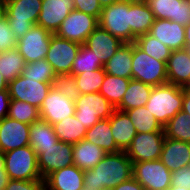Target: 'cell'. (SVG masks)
<instances>
[{
	"label": "cell",
	"instance_id": "obj_1",
	"mask_svg": "<svg viewBox=\"0 0 190 190\" xmlns=\"http://www.w3.org/2000/svg\"><path fill=\"white\" fill-rule=\"evenodd\" d=\"M132 168V161L125 151L107 153L95 167L84 171V186L91 190L115 187L133 176Z\"/></svg>",
	"mask_w": 190,
	"mask_h": 190
},
{
	"label": "cell",
	"instance_id": "obj_2",
	"mask_svg": "<svg viewBox=\"0 0 190 190\" xmlns=\"http://www.w3.org/2000/svg\"><path fill=\"white\" fill-rule=\"evenodd\" d=\"M183 87L165 83L152 88L145 107L164 127L168 121L182 110Z\"/></svg>",
	"mask_w": 190,
	"mask_h": 190
},
{
	"label": "cell",
	"instance_id": "obj_3",
	"mask_svg": "<svg viewBox=\"0 0 190 190\" xmlns=\"http://www.w3.org/2000/svg\"><path fill=\"white\" fill-rule=\"evenodd\" d=\"M41 7L42 0H5V19L17 40L37 23Z\"/></svg>",
	"mask_w": 190,
	"mask_h": 190
},
{
	"label": "cell",
	"instance_id": "obj_4",
	"mask_svg": "<svg viewBox=\"0 0 190 190\" xmlns=\"http://www.w3.org/2000/svg\"><path fill=\"white\" fill-rule=\"evenodd\" d=\"M99 26L123 43H131V4L118 1L102 8Z\"/></svg>",
	"mask_w": 190,
	"mask_h": 190
},
{
	"label": "cell",
	"instance_id": "obj_5",
	"mask_svg": "<svg viewBox=\"0 0 190 190\" xmlns=\"http://www.w3.org/2000/svg\"><path fill=\"white\" fill-rule=\"evenodd\" d=\"M5 170L10 179H42L37 154L30 145L5 152Z\"/></svg>",
	"mask_w": 190,
	"mask_h": 190
},
{
	"label": "cell",
	"instance_id": "obj_6",
	"mask_svg": "<svg viewBox=\"0 0 190 190\" xmlns=\"http://www.w3.org/2000/svg\"><path fill=\"white\" fill-rule=\"evenodd\" d=\"M132 79L153 87L168 83L166 62L157 61L133 43Z\"/></svg>",
	"mask_w": 190,
	"mask_h": 190
},
{
	"label": "cell",
	"instance_id": "obj_7",
	"mask_svg": "<svg viewBox=\"0 0 190 190\" xmlns=\"http://www.w3.org/2000/svg\"><path fill=\"white\" fill-rule=\"evenodd\" d=\"M115 107L100 93L80 94L75 100V116L88 129L102 119H109Z\"/></svg>",
	"mask_w": 190,
	"mask_h": 190
},
{
	"label": "cell",
	"instance_id": "obj_8",
	"mask_svg": "<svg viewBox=\"0 0 190 190\" xmlns=\"http://www.w3.org/2000/svg\"><path fill=\"white\" fill-rule=\"evenodd\" d=\"M42 179L64 167L73 165V144L58 141L53 146L39 147L36 151Z\"/></svg>",
	"mask_w": 190,
	"mask_h": 190
},
{
	"label": "cell",
	"instance_id": "obj_9",
	"mask_svg": "<svg viewBox=\"0 0 190 190\" xmlns=\"http://www.w3.org/2000/svg\"><path fill=\"white\" fill-rule=\"evenodd\" d=\"M132 164L133 177L146 190H167L171 186L172 172L168 170L160 159Z\"/></svg>",
	"mask_w": 190,
	"mask_h": 190
},
{
	"label": "cell",
	"instance_id": "obj_10",
	"mask_svg": "<svg viewBox=\"0 0 190 190\" xmlns=\"http://www.w3.org/2000/svg\"><path fill=\"white\" fill-rule=\"evenodd\" d=\"M165 139L164 128L159 132L137 133L125 151L132 163L160 159Z\"/></svg>",
	"mask_w": 190,
	"mask_h": 190
},
{
	"label": "cell",
	"instance_id": "obj_11",
	"mask_svg": "<svg viewBox=\"0 0 190 190\" xmlns=\"http://www.w3.org/2000/svg\"><path fill=\"white\" fill-rule=\"evenodd\" d=\"M98 26L99 22L97 17L73 9L55 34L66 40L84 44L87 37Z\"/></svg>",
	"mask_w": 190,
	"mask_h": 190
},
{
	"label": "cell",
	"instance_id": "obj_12",
	"mask_svg": "<svg viewBox=\"0 0 190 190\" xmlns=\"http://www.w3.org/2000/svg\"><path fill=\"white\" fill-rule=\"evenodd\" d=\"M52 83L35 81L33 78H26L22 74L8 84L11 99L28 102L40 109L44 99L48 95Z\"/></svg>",
	"mask_w": 190,
	"mask_h": 190
},
{
	"label": "cell",
	"instance_id": "obj_13",
	"mask_svg": "<svg viewBox=\"0 0 190 190\" xmlns=\"http://www.w3.org/2000/svg\"><path fill=\"white\" fill-rule=\"evenodd\" d=\"M53 33L35 24L23 37L17 40L16 48L25 63L45 59Z\"/></svg>",
	"mask_w": 190,
	"mask_h": 190
},
{
	"label": "cell",
	"instance_id": "obj_14",
	"mask_svg": "<svg viewBox=\"0 0 190 190\" xmlns=\"http://www.w3.org/2000/svg\"><path fill=\"white\" fill-rule=\"evenodd\" d=\"M80 46L81 44L52 34L45 60L52 65L56 75L71 74L72 64Z\"/></svg>",
	"mask_w": 190,
	"mask_h": 190
},
{
	"label": "cell",
	"instance_id": "obj_15",
	"mask_svg": "<svg viewBox=\"0 0 190 190\" xmlns=\"http://www.w3.org/2000/svg\"><path fill=\"white\" fill-rule=\"evenodd\" d=\"M40 119L53 125L75 114V101L51 87L39 109Z\"/></svg>",
	"mask_w": 190,
	"mask_h": 190
},
{
	"label": "cell",
	"instance_id": "obj_16",
	"mask_svg": "<svg viewBox=\"0 0 190 190\" xmlns=\"http://www.w3.org/2000/svg\"><path fill=\"white\" fill-rule=\"evenodd\" d=\"M74 9V0H42L37 25L55 34Z\"/></svg>",
	"mask_w": 190,
	"mask_h": 190
},
{
	"label": "cell",
	"instance_id": "obj_17",
	"mask_svg": "<svg viewBox=\"0 0 190 190\" xmlns=\"http://www.w3.org/2000/svg\"><path fill=\"white\" fill-rule=\"evenodd\" d=\"M29 132L30 125L7 116L0 121V150L5 153L29 145Z\"/></svg>",
	"mask_w": 190,
	"mask_h": 190
},
{
	"label": "cell",
	"instance_id": "obj_18",
	"mask_svg": "<svg viewBox=\"0 0 190 190\" xmlns=\"http://www.w3.org/2000/svg\"><path fill=\"white\" fill-rule=\"evenodd\" d=\"M155 19H167L183 26L190 23V0H148Z\"/></svg>",
	"mask_w": 190,
	"mask_h": 190
},
{
	"label": "cell",
	"instance_id": "obj_19",
	"mask_svg": "<svg viewBox=\"0 0 190 190\" xmlns=\"http://www.w3.org/2000/svg\"><path fill=\"white\" fill-rule=\"evenodd\" d=\"M149 34L172 51L185 48V26L167 19H155Z\"/></svg>",
	"mask_w": 190,
	"mask_h": 190
},
{
	"label": "cell",
	"instance_id": "obj_20",
	"mask_svg": "<svg viewBox=\"0 0 190 190\" xmlns=\"http://www.w3.org/2000/svg\"><path fill=\"white\" fill-rule=\"evenodd\" d=\"M124 43L110 32L98 26L86 39L84 45L94 52L104 65Z\"/></svg>",
	"mask_w": 190,
	"mask_h": 190
},
{
	"label": "cell",
	"instance_id": "obj_21",
	"mask_svg": "<svg viewBox=\"0 0 190 190\" xmlns=\"http://www.w3.org/2000/svg\"><path fill=\"white\" fill-rule=\"evenodd\" d=\"M166 72L168 83L184 88L190 87L189 49L172 51L166 62Z\"/></svg>",
	"mask_w": 190,
	"mask_h": 190
},
{
	"label": "cell",
	"instance_id": "obj_22",
	"mask_svg": "<svg viewBox=\"0 0 190 190\" xmlns=\"http://www.w3.org/2000/svg\"><path fill=\"white\" fill-rule=\"evenodd\" d=\"M160 161L171 172L190 165V143L165 137Z\"/></svg>",
	"mask_w": 190,
	"mask_h": 190
},
{
	"label": "cell",
	"instance_id": "obj_23",
	"mask_svg": "<svg viewBox=\"0 0 190 190\" xmlns=\"http://www.w3.org/2000/svg\"><path fill=\"white\" fill-rule=\"evenodd\" d=\"M84 186V171L74 165L51 173L45 179L48 190H81Z\"/></svg>",
	"mask_w": 190,
	"mask_h": 190
},
{
	"label": "cell",
	"instance_id": "obj_24",
	"mask_svg": "<svg viewBox=\"0 0 190 190\" xmlns=\"http://www.w3.org/2000/svg\"><path fill=\"white\" fill-rule=\"evenodd\" d=\"M110 126L117 147L126 151L137 134L130 117L126 112L115 109L110 117Z\"/></svg>",
	"mask_w": 190,
	"mask_h": 190
},
{
	"label": "cell",
	"instance_id": "obj_25",
	"mask_svg": "<svg viewBox=\"0 0 190 190\" xmlns=\"http://www.w3.org/2000/svg\"><path fill=\"white\" fill-rule=\"evenodd\" d=\"M107 153L88 140L73 145V165L85 171L95 167Z\"/></svg>",
	"mask_w": 190,
	"mask_h": 190
},
{
	"label": "cell",
	"instance_id": "obj_26",
	"mask_svg": "<svg viewBox=\"0 0 190 190\" xmlns=\"http://www.w3.org/2000/svg\"><path fill=\"white\" fill-rule=\"evenodd\" d=\"M133 43H124L104 64L105 73L126 79H132Z\"/></svg>",
	"mask_w": 190,
	"mask_h": 190
},
{
	"label": "cell",
	"instance_id": "obj_27",
	"mask_svg": "<svg viewBox=\"0 0 190 190\" xmlns=\"http://www.w3.org/2000/svg\"><path fill=\"white\" fill-rule=\"evenodd\" d=\"M153 86L141 81L130 79L128 88L124 93L121 103L115 108L120 111H127L137 107L145 106Z\"/></svg>",
	"mask_w": 190,
	"mask_h": 190
},
{
	"label": "cell",
	"instance_id": "obj_28",
	"mask_svg": "<svg viewBox=\"0 0 190 190\" xmlns=\"http://www.w3.org/2000/svg\"><path fill=\"white\" fill-rule=\"evenodd\" d=\"M85 140L102 148L106 153H116L121 151L112 136L110 118L96 122L85 134Z\"/></svg>",
	"mask_w": 190,
	"mask_h": 190
},
{
	"label": "cell",
	"instance_id": "obj_29",
	"mask_svg": "<svg viewBox=\"0 0 190 190\" xmlns=\"http://www.w3.org/2000/svg\"><path fill=\"white\" fill-rule=\"evenodd\" d=\"M52 126L59 141L73 145L83 140L87 132V128L75 115L65 117V119Z\"/></svg>",
	"mask_w": 190,
	"mask_h": 190
},
{
	"label": "cell",
	"instance_id": "obj_30",
	"mask_svg": "<svg viewBox=\"0 0 190 190\" xmlns=\"http://www.w3.org/2000/svg\"><path fill=\"white\" fill-rule=\"evenodd\" d=\"M154 15L148 4H131V43L138 36L149 33L154 23Z\"/></svg>",
	"mask_w": 190,
	"mask_h": 190
},
{
	"label": "cell",
	"instance_id": "obj_31",
	"mask_svg": "<svg viewBox=\"0 0 190 190\" xmlns=\"http://www.w3.org/2000/svg\"><path fill=\"white\" fill-rule=\"evenodd\" d=\"M25 64L23 56L16 47L0 51V73L8 84L22 74Z\"/></svg>",
	"mask_w": 190,
	"mask_h": 190
},
{
	"label": "cell",
	"instance_id": "obj_32",
	"mask_svg": "<svg viewBox=\"0 0 190 190\" xmlns=\"http://www.w3.org/2000/svg\"><path fill=\"white\" fill-rule=\"evenodd\" d=\"M29 135V145L35 151L39 147L53 146V144L59 141L54 132L53 126L42 119H39L30 125Z\"/></svg>",
	"mask_w": 190,
	"mask_h": 190
},
{
	"label": "cell",
	"instance_id": "obj_33",
	"mask_svg": "<svg viewBox=\"0 0 190 190\" xmlns=\"http://www.w3.org/2000/svg\"><path fill=\"white\" fill-rule=\"evenodd\" d=\"M130 79L105 74L100 93L116 108L126 92Z\"/></svg>",
	"mask_w": 190,
	"mask_h": 190
},
{
	"label": "cell",
	"instance_id": "obj_34",
	"mask_svg": "<svg viewBox=\"0 0 190 190\" xmlns=\"http://www.w3.org/2000/svg\"><path fill=\"white\" fill-rule=\"evenodd\" d=\"M125 112L130 117L137 133L159 132L163 129L155 116L145 106L129 109Z\"/></svg>",
	"mask_w": 190,
	"mask_h": 190
},
{
	"label": "cell",
	"instance_id": "obj_35",
	"mask_svg": "<svg viewBox=\"0 0 190 190\" xmlns=\"http://www.w3.org/2000/svg\"><path fill=\"white\" fill-rule=\"evenodd\" d=\"M163 128L165 137L190 143V116L184 111H179Z\"/></svg>",
	"mask_w": 190,
	"mask_h": 190
},
{
	"label": "cell",
	"instance_id": "obj_36",
	"mask_svg": "<svg viewBox=\"0 0 190 190\" xmlns=\"http://www.w3.org/2000/svg\"><path fill=\"white\" fill-rule=\"evenodd\" d=\"M135 44L157 61L167 62L172 52L169 47L149 33L138 36L135 40Z\"/></svg>",
	"mask_w": 190,
	"mask_h": 190
},
{
	"label": "cell",
	"instance_id": "obj_37",
	"mask_svg": "<svg viewBox=\"0 0 190 190\" xmlns=\"http://www.w3.org/2000/svg\"><path fill=\"white\" fill-rule=\"evenodd\" d=\"M104 65L99 58L94 55V52L81 44L76 58L73 61L71 74L73 76L84 73L86 71H94L103 68Z\"/></svg>",
	"mask_w": 190,
	"mask_h": 190
},
{
	"label": "cell",
	"instance_id": "obj_38",
	"mask_svg": "<svg viewBox=\"0 0 190 190\" xmlns=\"http://www.w3.org/2000/svg\"><path fill=\"white\" fill-rule=\"evenodd\" d=\"M9 118L31 125L40 119L39 109L28 102L11 99L8 115Z\"/></svg>",
	"mask_w": 190,
	"mask_h": 190
},
{
	"label": "cell",
	"instance_id": "obj_39",
	"mask_svg": "<svg viewBox=\"0 0 190 190\" xmlns=\"http://www.w3.org/2000/svg\"><path fill=\"white\" fill-rule=\"evenodd\" d=\"M105 74L104 68H99L94 71H86L75 75L74 78L80 94L99 92L105 78Z\"/></svg>",
	"mask_w": 190,
	"mask_h": 190
},
{
	"label": "cell",
	"instance_id": "obj_40",
	"mask_svg": "<svg viewBox=\"0 0 190 190\" xmlns=\"http://www.w3.org/2000/svg\"><path fill=\"white\" fill-rule=\"evenodd\" d=\"M22 75L26 78H33L37 82L41 81L48 83H53V80L57 76L52 65L45 59L26 63Z\"/></svg>",
	"mask_w": 190,
	"mask_h": 190
},
{
	"label": "cell",
	"instance_id": "obj_41",
	"mask_svg": "<svg viewBox=\"0 0 190 190\" xmlns=\"http://www.w3.org/2000/svg\"><path fill=\"white\" fill-rule=\"evenodd\" d=\"M52 87L74 101L80 96L79 88L72 74L57 75L53 80Z\"/></svg>",
	"mask_w": 190,
	"mask_h": 190
},
{
	"label": "cell",
	"instance_id": "obj_42",
	"mask_svg": "<svg viewBox=\"0 0 190 190\" xmlns=\"http://www.w3.org/2000/svg\"><path fill=\"white\" fill-rule=\"evenodd\" d=\"M17 39L10 30L7 20L4 18L0 21V51H7L15 48Z\"/></svg>",
	"mask_w": 190,
	"mask_h": 190
},
{
	"label": "cell",
	"instance_id": "obj_43",
	"mask_svg": "<svg viewBox=\"0 0 190 190\" xmlns=\"http://www.w3.org/2000/svg\"><path fill=\"white\" fill-rule=\"evenodd\" d=\"M45 188V180H18L10 179L4 190H43Z\"/></svg>",
	"mask_w": 190,
	"mask_h": 190
},
{
	"label": "cell",
	"instance_id": "obj_44",
	"mask_svg": "<svg viewBox=\"0 0 190 190\" xmlns=\"http://www.w3.org/2000/svg\"><path fill=\"white\" fill-rule=\"evenodd\" d=\"M74 9L99 19L102 7L98 0H74Z\"/></svg>",
	"mask_w": 190,
	"mask_h": 190
},
{
	"label": "cell",
	"instance_id": "obj_45",
	"mask_svg": "<svg viewBox=\"0 0 190 190\" xmlns=\"http://www.w3.org/2000/svg\"><path fill=\"white\" fill-rule=\"evenodd\" d=\"M171 186L190 190V165L182 167L171 174Z\"/></svg>",
	"mask_w": 190,
	"mask_h": 190
},
{
	"label": "cell",
	"instance_id": "obj_46",
	"mask_svg": "<svg viewBox=\"0 0 190 190\" xmlns=\"http://www.w3.org/2000/svg\"><path fill=\"white\" fill-rule=\"evenodd\" d=\"M10 101L9 90L0 91V121L7 117Z\"/></svg>",
	"mask_w": 190,
	"mask_h": 190
},
{
	"label": "cell",
	"instance_id": "obj_47",
	"mask_svg": "<svg viewBox=\"0 0 190 190\" xmlns=\"http://www.w3.org/2000/svg\"><path fill=\"white\" fill-rule=\"evenodd\" d=\"M10 178L5 170V153L0 150V190H4Z\"/></svg>",
	"mask_w": 190,
	"mask_h": 190
},
{
	"label": "cell",
	"instance_id": "obj_48",
	"mask_svg": "<svg viewBox=\"0 0 190 190\" xmlns=\"http://www.w3.org/2000/svg\"><path fill=\"white\" fill-rule=\"evenodd\" d=\"M115 190H146L133 176L118 185H116Z\"/></svg>",
	"mask_w": 190,
	"mask_h": 190
},
{
	"label": "cell",
	"instance_id": "obj_49",
	"mask_svg": "<svg viewBox=\"0 0 190 190\" xmlns=\"http://www.w3.org/2000/svg\"><path fill=\"white\" fill-rule=\"evenodd\" d=\"M182 111H184L188 116H190V87H183Z\"/></svg>",
	"mask_w": 190,
	"mask_h": 190
},
{
	"label": "cell",
	"instance_id": "obj_50",
	"mask_svg": "<svg viewBox=\"0 0 190 190\" xmlns=\"http://www.w3.org/2000/svg\"><path fill=\"white\" fill-rule=\"evenodd\" d=\"M185 48L190 49V23L185 26Z\"/></svg>",
	"mask_w": 190,
	"mask_h": 190
},
{
	"label": "cell",
	"instance_id": "obj_51",
	"mask_svg": "<svg viewBox=\"0 0 190 190\" xmlns=\"http://www.w3.org/2000/svg\"><path fill=\"white\" fill-rule=\"evenodd\" d=\"M99 4L101 5L102 8L110 6L111 4H114L120 0H98Z\"/></svg>",
	"mask_w": 190,
	"mask_h": 190
},
{
	"label": "cell",
	"instance_id": "obj_52",
	"mask_svg": "<svg viewBox=\"0 0 190 190\" xmlns=\"http://www.w3.org/2000/svg\"><path fill=\"white\" fill-rule=\"evenodd\" d=\"M5 18V0H0V21Z\"/></svg>",
	"mask_w": 190,
	"mask_h": 190
},
{
	"label": "cell",
	"instance_id": "obj_53",
	"mask_svg": "<svg viewBox=\"0 0 190 190\" xmlns=\"http://www.w3.org/2000/svg\"><path fill=\"white\" fill-rule=\"evenodd\" d=\"M8 89V83L4 79L3 75L0 73V91Z\"/></svg>",
	"mask_w": 190,
	"mask_h": 190
},
{
	"label": "cell",
	"instance_id": "obj_54",
	"mask_svg": "<svg viewBox=\"0 0 190 190\" xmlns=\"http://www.w3.org/2000/svg\"><path fill=\"white\" fill-rule=\"evenodd\" d=\"M122 1H125V2L130 3V4H135V3L145 4L148 2V0H122Z\"/></svg>",
	"mask_w": 190,
	"mask_h": 190
},
{
	"label": "cell",
	"instance_id": "obj_55",
	"mask_svg": "<svg viewBox=\"0 0 190 190\" xmlns=\"http://www.w3.org/2000/svg\"><path fill=\"white\" fill-rule=\"evenodd\" d=\"M167 190H188V189H183V187L170 186Z\"/></svg>",
	"mask_w": 190,
	"mask_h": 190
},
{
	"label": "cell",
	"instance_id": "obj_56",
	"mask_svg": "<svg viewBox=\"0 0 190 190\" xmlns=\"http://www.w3.org/2000/svg\"><path fill=\"white\" fill-rule=\"evenodd\" d=\"M98 190H115L114 187H111V186H106V187H101L100 189Z\"/></svg>",
	"mask_w": 190,
	"mask_h": 190
},
{
	"label": "cell",
	"instance_id": "obj_57",
	"mask_svg": "<svg viewBox=\"0 0 190 190\" xmlns=\"http://www.w3.org/2000/svg\"><path fill=\"white\" fill-rule=\"evenodd\" d=\"M81 190H91V189H87V188H85V186H83V188Z\"/></svg>",
	"mask_w": 190,
	"mask_h": 190
}]
</instances>
